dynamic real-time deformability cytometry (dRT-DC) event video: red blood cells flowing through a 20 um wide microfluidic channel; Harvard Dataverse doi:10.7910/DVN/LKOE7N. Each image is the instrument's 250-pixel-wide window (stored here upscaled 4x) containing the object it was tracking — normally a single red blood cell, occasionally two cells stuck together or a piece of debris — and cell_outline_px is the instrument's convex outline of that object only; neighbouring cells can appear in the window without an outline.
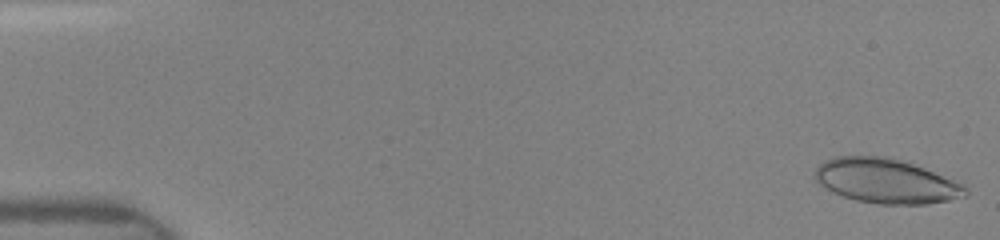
{"species": "human", "species_latin": "Homo sapiens", "temperature_condition": "room temperature", "stored_images_in_passage": 12, "camera_frame_rate_fps": 3000, "um_per_image_px": 0.085, "donor": {"sex": "female"}, "frame": {"image": 1, "passage_image": 1, "time_ms": 0.0, "image_size_px": [1000, 240], "cell_outline_px": [[968, 196], [948, 200], [924, 204], [880, 204], [856, 200], [832, 192], [824, 188], [816, 180], [816, 168], [824, 160], [832, 156], [884, 156], [900, 160], [924, 168], [952, 180], [960, 184], [968, 192]], "centroid_in_image_um": [75.26, 15.38], "position_along_channel_um": 9.7, "area_um2": 38.61}}
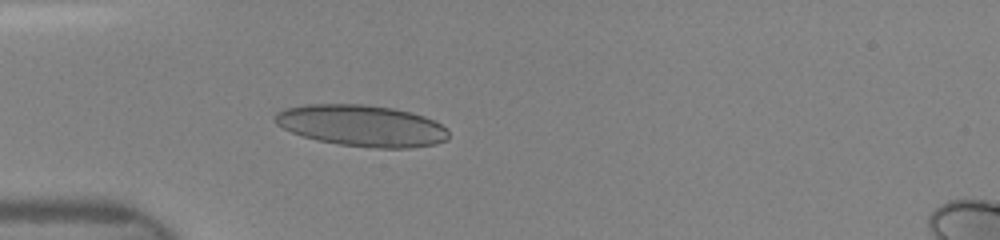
{"frame": {"image": 2, "passage_image": 10, "time_ms": 4.333, "image_size_px": [1000, 240], "cell_outline_px": [[448, 140], [436, 144], [408, 148], [380, 148], [340, 144], [316, 140], [292, 132], [276, 124], [276, 112], [284, 108], [308, 104], [364, 104], [392, 108], [424, 116], [448, 128]], "centroid_in_image_um": [30.77, 10.68], "position_along_channel_um": 54.2, "area_um2": 41.67}}